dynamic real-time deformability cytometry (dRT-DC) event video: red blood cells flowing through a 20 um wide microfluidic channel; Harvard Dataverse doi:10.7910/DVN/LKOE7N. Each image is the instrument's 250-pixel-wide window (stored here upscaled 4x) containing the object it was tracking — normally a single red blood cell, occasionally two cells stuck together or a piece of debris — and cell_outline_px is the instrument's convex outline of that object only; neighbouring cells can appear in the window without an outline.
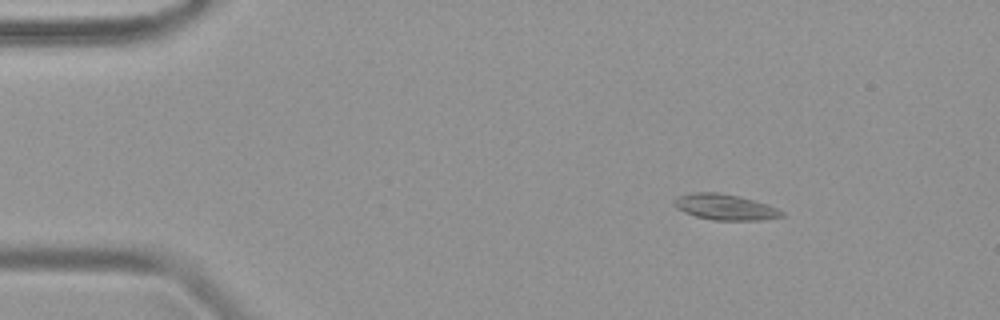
{"species": "common noctule bat (a hibernating species)", "species_latin": "Nyctalus noctula", "temperature_condition": "warm", "stored_images_in_passage": 42, "camera_frame_rate_fps": 3000, "um_per_image_px": 0.085, "animal": {"sex": "female", "body_mass_g": 19.9}, "frame": {"image": 1, "passage_image": 1, "time_ms": 0.0, "image_size_px": [1000, 320], "cell_outline_px": [[784, 216], [760, 220], [712, 220], [696, 216], [684, 212], [676, 208], [672, 204], [680, 196], [692, 192], [716, 192], [740, 196], [776, 208], [784, 212]], "centroid_in_image_um": [61.6, 17.6], "position_along_channel_um": 23.4, "area_um2": 15.95}}
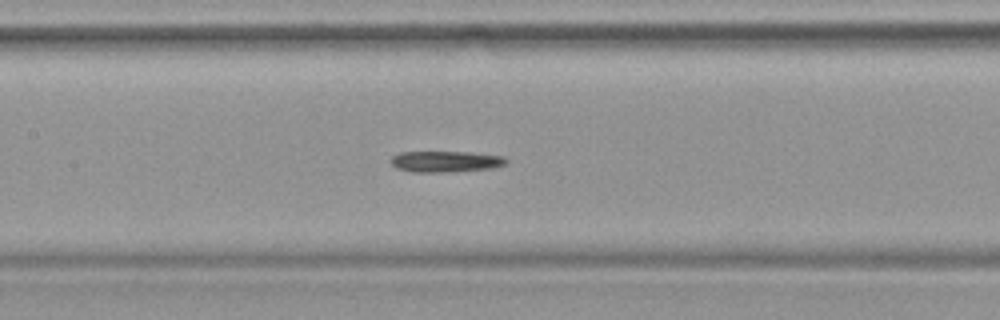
{"frame": {"image": 2, "passage_image": 17, "time_ms": 5.333, "image_size_px": [1000, 320], "cell_outline_px": [[508, 160], [504, 164], [492, 168], [444, 172], [412, 172], [396, 168], [388, 160], [392, 156], [400, 152], [468, 152], [504, 156]], "centroid_in_image_um": [37.83, 13.72], "position_along_channel_um": 169.6, "area_um2": 14.16}}
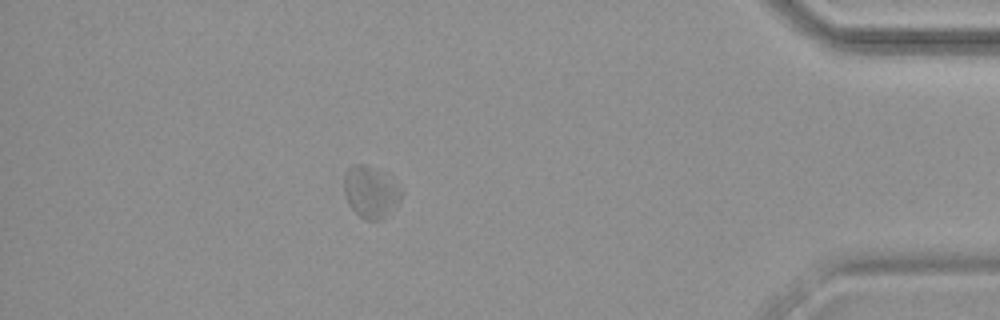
{"frame": {"image": 3, "passage_image": 37, "time_ms": 12.0, "image_size_px": [1000, 320], "cell_outline_px": [[404, 192], [396, 208], [384, 220], [364, 220], [348, 204], [344, 192], [344, 176], [348, 168], [352, 164], [364, 164], [388, 172], [400, 184]], "centroid_in_image_um": [31.58, 16.3], "position_along_channel_um": 403.6, "area_um2": 18.15}}